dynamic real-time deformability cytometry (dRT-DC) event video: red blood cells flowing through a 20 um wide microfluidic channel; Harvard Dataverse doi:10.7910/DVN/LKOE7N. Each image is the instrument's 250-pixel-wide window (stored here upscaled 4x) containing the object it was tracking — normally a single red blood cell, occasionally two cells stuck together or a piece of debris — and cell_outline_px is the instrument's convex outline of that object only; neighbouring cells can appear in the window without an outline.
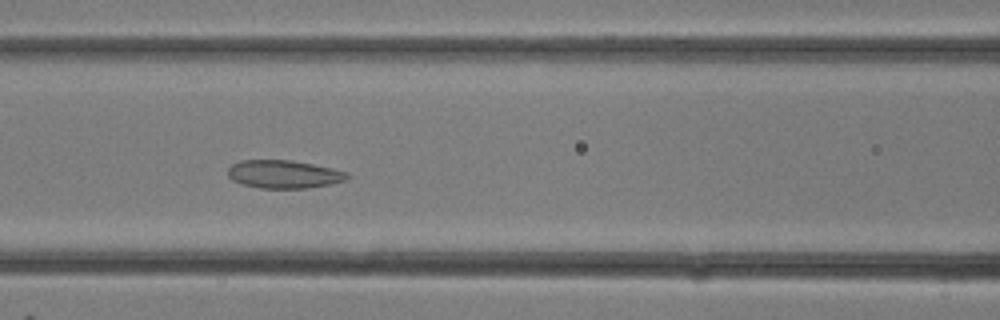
{"species": "common noctule bat (a hibernating species)", "species_latin": "Nyctalus noctula", "temperature_condition": "room temperature", "stored_images_in_passage": 27, "segment_of_instrument_passage": [1, 2], "camera_frame_rate_fps": 3000, "um_per_image_px": 0.085, "animal": {"sex": "female"}, "frame": {"image": 1, "passage_image": 12, "time_ms": 3.667, "image_size_px": [1000, 320], "cell_outline_px": [[348, 176], [344, 180], [328, 184], [308, 188], [260, 188], [240, 184], [232, 180], [228, 176], [228, 168], [232, 164], [240, 160], [292, 160], [332, 168], [348, 172]], "centroid_in_image_um": [24.07, 14.8], "position_along_channel_um": 142.5, "area_um2": 19.48}}
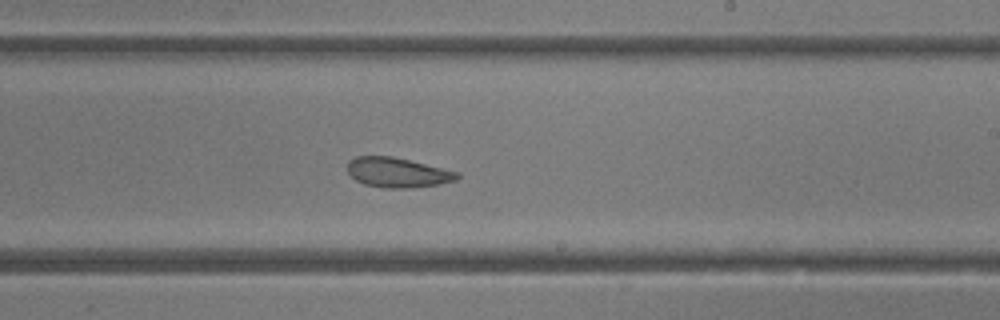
{"frame": {"image": 2, "passage_image": 17, "time_ms": 5.333, "image_size_px": [1000, 320], "cell_outline_px": [[460, 176], [456, 180], [440, 184], [412, 188], [384, 188], [364, 184], [356, 180], [348, 172], [348, 160], [356, 156], [392, 156], [460, 172]], "centroid_in_image_um": [33.8, 14.66], "position_along_channel_um": 255.2, "area_um2": 19.13}}
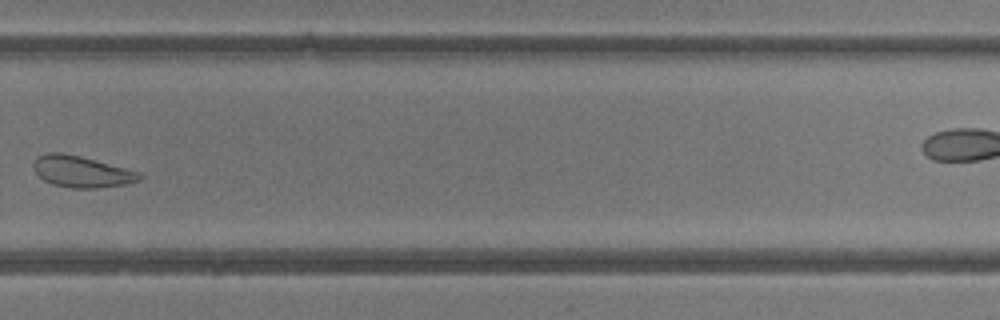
{"frame": {"image": 3, "passage_image": 20, "time_ms": 6.333, "image_size_px": [1000, 320], "cell_outline_px": [[144, 176], [140, 180], [124, 184], [96, 188], [72, 188], [52, 184], [44, 180], [32, 168], [32, 164], [36, 156], [48, 152], [60, 152], [80, 156], [140, 172]], "centroid_in_image_um": [6.9, 14.58], "position_along_channel_um": 322.9, "area_um2": 19.36}}